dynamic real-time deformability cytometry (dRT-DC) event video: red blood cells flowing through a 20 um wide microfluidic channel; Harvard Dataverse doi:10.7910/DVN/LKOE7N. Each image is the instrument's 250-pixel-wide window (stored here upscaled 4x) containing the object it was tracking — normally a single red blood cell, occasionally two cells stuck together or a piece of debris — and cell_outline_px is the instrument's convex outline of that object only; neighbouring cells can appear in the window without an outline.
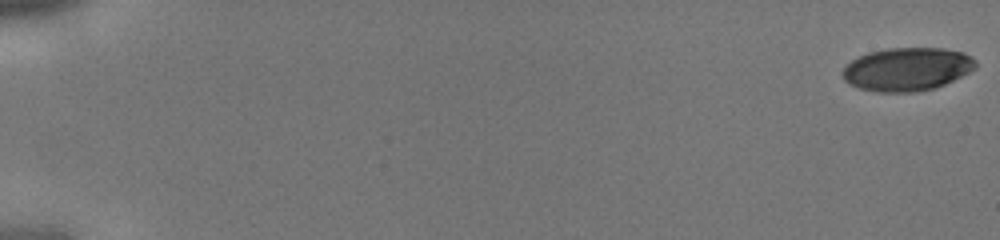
{"species": "human", "species_latin": "Homo sapiens", "temperature_condition": "cold", "stored_images_in_passage": 11, "camera_frame_rate_fps": 3000, "um_per_image_px": 0.085, "donor": {"sex": "male"}, "frame": {"image": 1, "passage_image": 1, "time_ms": 0.0, "image_size_px": [1000, 240], "cell_outline_px": [[976, 68], [936, 88], [916, 92], [876, 92], [860, 88], [844, 80], [844, 68], [852, 60], [868, 52], [888, 48], [944, 48], [964, 52], [972, 56], [976, 60]], "centroid_in_image_um": [77.14, 5.87], "position_along_channel_um": 7.9, "area_um2": 33.41}}
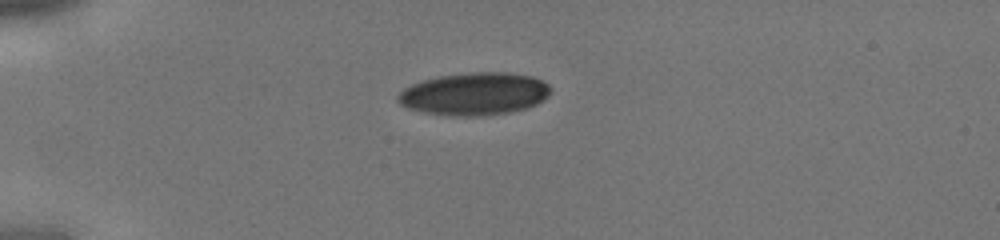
{"frame": {"image": 2, "passage_image": 8, "time_ms": 2.333, "image_size_px": [1000, 240], "cell_outline_px": [[552, 88], [548, 96], [544, 100], [528, 108], [512, 112], [480, 116], [448, 116], [424, 112], [408, 108], [400, 104], [396, 100], [396, 96], [404, 88], [412, 84], [424, 80], [440, 76], [472, 72], [504, 72], [532, 76], [544, 80]], "centroid_in_image_um": [40.35, 7.99], "position_along_channel_um": 44.6, "area_um2": 38.21}}
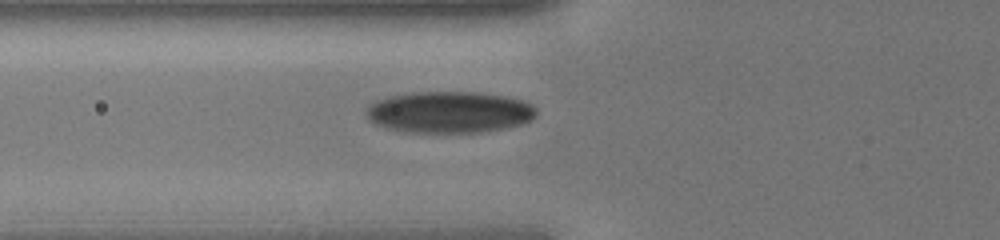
{"frame": {"image": 3, "passage_image": 11, "time_ms": 3.333, "image_size_px": [1000, 240], "cell_outline_px": [[536, 116], [532, 120], [520, 124], [504, 128], [480, 132], [412, 132], [388, 128], [376, 124], [368, 120], [364, 112], [364, 108], [376, 100], [388, 96], [412, 92], [476, 92], [508, 96], [524, 100], [532, 104], [536, 108]], "centroid_in_image_um": [38.19, 9.52], "position_along_channel_um": 87.6, "area_um2": 41.44}}